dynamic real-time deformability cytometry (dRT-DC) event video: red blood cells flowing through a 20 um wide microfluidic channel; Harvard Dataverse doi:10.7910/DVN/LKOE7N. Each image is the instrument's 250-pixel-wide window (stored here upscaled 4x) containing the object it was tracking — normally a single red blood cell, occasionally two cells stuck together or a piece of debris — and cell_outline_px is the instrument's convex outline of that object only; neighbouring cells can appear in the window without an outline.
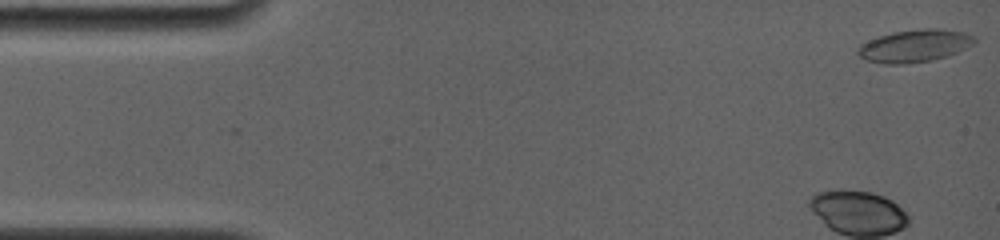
{"species": "common noctule bat (a hibernating species)", "species_latin": "Nyctalus noctula", "temperature_condition": "room temperature", "stored_images_in_passage": 8, "camera_frame_rate_fps": 4000, "um_per_image_px": 0.085, "animal": {"sex": "female", "body_mass_g": 19.0, "forearm_length_mm": 56.7}, "frame": {"image": 1, "passage_image": 1, "time_ms": 0.0, "image_size_px": [1000, 240], "cell_outline_px": [[976, 40], [972, 44], [948, 56], [932, 60], [904, 64], [884, 64], [864, 60], [856, 52], [856, 48], [860, 44], [880, 36], [892, 32], [920, 28], [940, 28], [964, 32], [976, 36]], "centroid_in_image_um": [77.72, 3.89], "position_along_channel_um": 7.3, "area_um2": 22.25}}